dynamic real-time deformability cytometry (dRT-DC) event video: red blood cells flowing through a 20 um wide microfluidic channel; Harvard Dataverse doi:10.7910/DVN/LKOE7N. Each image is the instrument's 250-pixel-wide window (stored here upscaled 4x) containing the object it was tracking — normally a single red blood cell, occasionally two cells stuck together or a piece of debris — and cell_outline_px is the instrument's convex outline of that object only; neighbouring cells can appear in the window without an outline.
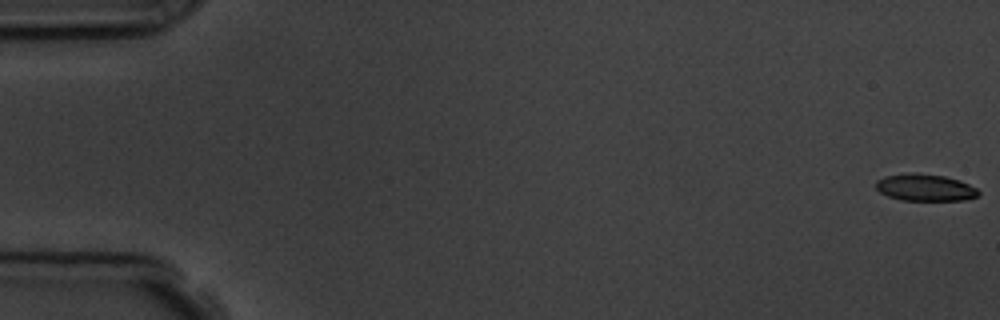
{"species": "common noctule bat (a hibernating species)", "species_latin": "Nyctalus noctula", "temperature_condition": "room temperature", "stored_images_in_passage": 11, "camera_frame_rate_fps": 3000, "um_per_image_px": 0.085, "animal": {"sex": "male", "body_mass_g": 19.5, "forearm_length_mm": 54.6}, "frame": {"image": 1, "passage_image": 1, "time_ms": 0.0, "image_size_px": [1000, 320], "cell_outline_px": [[980, 196], [964, 200], [900, 200], [888, 196], [880, 192], [876, 188], [876, 180], [884, 176], [912, 172], [916, 172], [944, 176], [960, 180], [976, 188], [980, 192]], "centroid_in_image_um": [78.64, 15.93], "position_along_channel_um": 6.4, "area_um2": 16.24}}
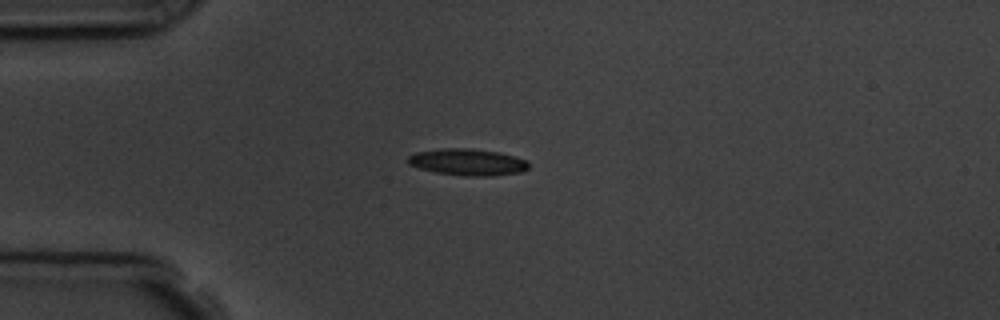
{"frame": {"image": 2, "passage_image": 5, "time_ms": 4.667, "image_size_px": [1000, 320], "cell_outline_px": [[528, 168], [524, 172], [492, 176], [464, 176], [436, 172], [420, 168], [408, 164], [408, 156], [416, 152], [444, 148], [468, 148], [500, 152], [516, 156], [524, 160], [528, 164]], "centroid_in_image_um": [39.77, 13.78], "position_along_channel_um": 45.2, "area_um2": 18.79}}
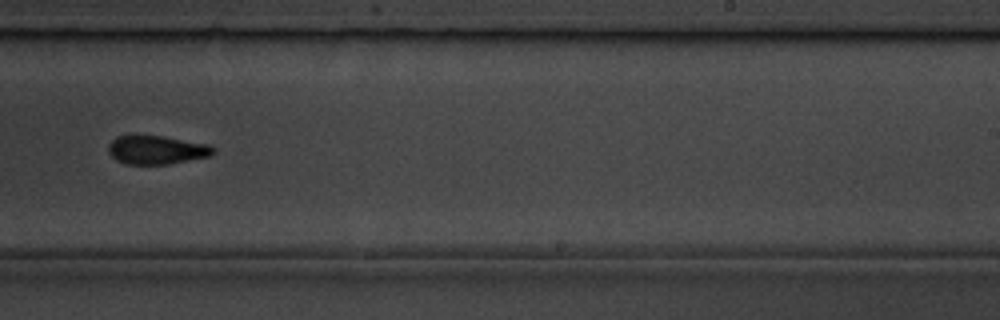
{"frame": {"image": 3, "passage_image": 11, "time_ms": 11.333, "image_size_px": [1000, 320], "cell_outline_px": [[216, 152], [212, 156], [168, 164], [124, 164], [116, 160], [108, 152], [108, 144], [116, 136], [132, 132], [164, 136], [208, 144], [216, 148]], "centroid_in_image_um": [13.28, 12.7], "position_along_channel_um": 275.7, "area_um2": 18.32}}